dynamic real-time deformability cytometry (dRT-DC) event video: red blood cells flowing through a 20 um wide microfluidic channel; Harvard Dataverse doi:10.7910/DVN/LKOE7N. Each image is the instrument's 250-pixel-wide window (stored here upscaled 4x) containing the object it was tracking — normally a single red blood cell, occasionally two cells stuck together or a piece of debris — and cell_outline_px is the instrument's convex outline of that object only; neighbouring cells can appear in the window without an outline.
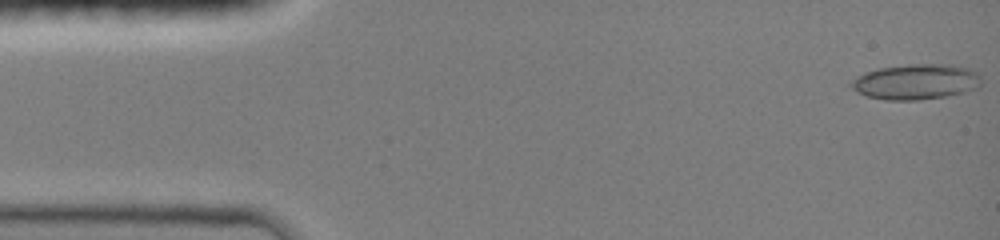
{"species": "common noctule bat (a hibernating species)", "species_latin": "Nyctalus noctula", "temperature_condition": "room temperature", "stored_images_in_passage": 13, "camera_frame_rate_fps": 3000, "um_per_image_px": 0.085, "animal": {"sex": "female", "body_mass_g": 19.0, "forearm_length_mm": 51.5}, "frame": {"image": 1, "passage_image": 1, "time_ms": 0.0, "image_size_px": [1000, 240], "cell_outline_px": [[980, 88], [964, 92], [944, 96], [920, 100], [884, 100], [868, 96], [856, 92], [848, 84], [856, 76], [864, 72], [880, 68], [916, 64], [948, 64], [968, 68], [976, 72], [980, 76]], "centroid_in_image_um": [77.84, 6.96], "position_along_channel_um": 7.2, "area_um2": 26.88}}
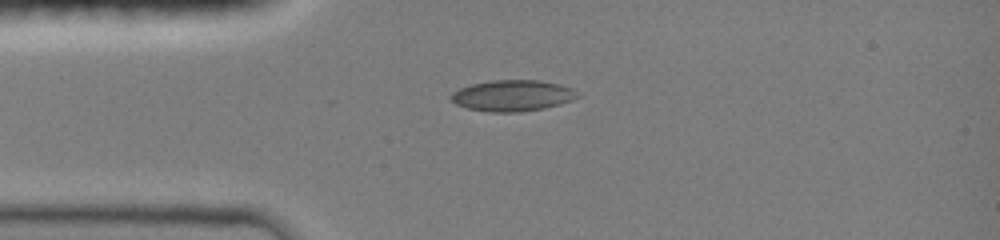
{"frame": {"image": 2, "passage_image": 11, "time_ms": 3.333, "image_size_px": [1000, 240], "cell_outline_px": [[580, 96], [572, 100], [560, 104], [544, 108], [520, 112], [492, 112], [468, 108], [456, 104], [448, 96], [452, 92], [460, 88], [472, 84], [492, 80], [540, 80], [560, 84], [572, 88]], "centroid_in_image_um": [43.57, 8.12], "position_along_channel_um": 41.4, "area_um2": 22.95}}